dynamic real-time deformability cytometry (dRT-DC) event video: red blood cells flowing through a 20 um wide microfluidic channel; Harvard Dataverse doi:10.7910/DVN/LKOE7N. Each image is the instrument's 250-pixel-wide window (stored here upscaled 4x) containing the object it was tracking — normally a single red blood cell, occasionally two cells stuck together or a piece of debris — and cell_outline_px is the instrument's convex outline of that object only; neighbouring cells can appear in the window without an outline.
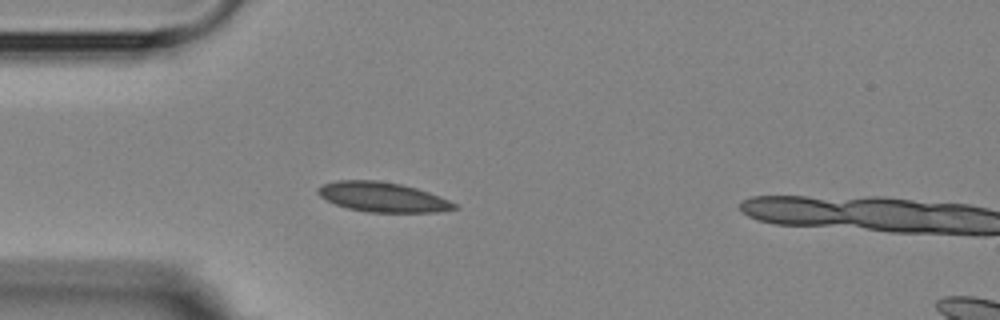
{"species": "Egyptian fruit bat (a non-hibernating species)", "species_latin": "Rousettus aegyptiacus", "temperature_condition": "room temperature", "stored_images_in_passage": 5, "camera_frame_rate_fps": 3000, "um_per_image_px": 0.085, "animal": {"sex": "female"}, "frame": {"image": 1, "passage_image": 4, "time_ms": 3.667, "image_size_px": [1000, 320], "cell_outline_px": [[460, 208], [440, 212], [368, 212], [348, 208], [336, 204], [320, 196], [316, 192], [316, 188], [324, 184], [336, 180], [380, 180], [400, 184], [416, 188], [428, 192], [448, 200], [456, 204]], "centroid_in_image_um": [32.52, 16.75], "position_along_channel_um": 52.5, "area_um2": 23.58}}